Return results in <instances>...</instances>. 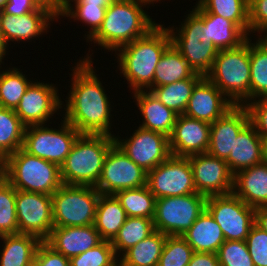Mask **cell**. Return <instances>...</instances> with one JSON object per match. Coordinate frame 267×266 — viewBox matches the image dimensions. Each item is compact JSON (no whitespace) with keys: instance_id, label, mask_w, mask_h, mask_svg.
I'll return each mask as SVG.
<instances>
[{"instance_id":"bcb514c9","label":"cell","mask_w":267,"mask_h":266,"mask_svg":"<svg viewBox=\"0 0 267 266\" xmlns=\"http://www.w3.org/2000/svg\"><path fill=\"white\" fill-rule=\"evenodd\" d=\"M33 266H70V260L43 241L37 248Z\"/></svg>"},{"instance_id":"7c38bea8","label":"cell","mask_w":267,"mask_h":266,"mask_svg":"<svg viewBox=\"0 0 267 266\" xmlns=\"http://www.w3.org/2000/svg\"><path fill=\"white\" fill-rule=\"evenodd\" d=\"M147 186L156 199L197 193L188 157L170 155L147 172Z\"/></svg>"},{"instance_id":"ffe728a7","label":"cell","mask_w":267,"mask_h":266,"mask_svg":"<svg viewBox=\"0 0 267 266\" xmlns=\"http://www.w3.org/2000/svg\"><path fill=\"white\" fill-rule=\"evenodd\" d=\"M234 105L205 76L193 88L184 115L212 124Z\"/></svg>"},{"instance_id":"cb8c5ba5","label":"cell","mask_w":267,"mask_h":266,"mask_svg":"<svg viewBox=\"0 0 267 266\" xmlns=\"http://www.w3.org/2000/svg\"><path fill=\"white\" fill-rule=\"evenodd\" d=\"M133 96L143 118L139 127L170 137L178 114L167 108L151 91H136Z\"/></svg>"},{"instance_id":"7a4b0ae2","label":"cell","mask_w":267,"mask_h":266,"mask_svg":"<svg viewBox=\"0 0 267 266\" xmlns=\"http://www.w3.org/2000/svg\"><path fill=\"white\" fill-rule=\"evenodd\" d=\"M170 45L167 28L158 23L147 35L115 51L117 68L127 80L132 93L153 88L156 66Z\"/></svg>"},{"instance_id":"277c9868","label":"cell","mask_w":267,"mask_h":266,"mask_svg":"<svg viewBox=\"0 0 267 266\" xmlns=\"http://www.w3.org/2000/svg\"><path fill=\"white\" fill-rule=\"evenodd\" d=\"M114 143V136L80 134L60 166L62 183L95 187L100 179L106 154Z\"/></svg>"},{"instance_id":"e0dca14e","label":"cell","mask_w":267,"mask_h":266,"mask_svg":"<svg viewBox=\"0 0 267 266\" xmlns=\"http://www.w3.org/2000/svg\"><path fill=\"white\" fill-rule=\"evenodd\" d=\"M196 192L205 196H217L233 193L234 174L225 160L209 153L188 157Z\"/></svg>"},{"instance_id":"7bdbcfd3","label":"cell","mask_w":267,"mask_h":266,"mask_svg":"<svg viewBox=\"0 0 267 266\" xmlns=\"http://www.w3.org/2000/svg\"><path fill=\"white\" fill-rule=\"evenodd\" d=\"M216 254L220 266H254L246 241L225 240Z\"/></svg>"},{"instance_id":"c3c4849f","label":"cell","mask_w":267,"mask_h":266,"mask_svg":"<svg viewBox=\"0 0 267 266\" xmlns=\"http://www.w3.org/2000/svg\"><path fill=\"white\" fill-rule=\"evenodd\" d=\"M37 9L38 7L33 3L32 0H7L2 12L15 16H21Z\"/></svg>"},{"instance_id":"91938a15","label":"cell","mask_w":267,"mask_h":266,"mask_svg":"<svg viewBox=\"0 0 267 266\" xmlns=\"http://www.w3.org/2000/svg\"><path fill=\"white\" fill-rule=\"evenodd\" d=\"M143 4H145L146 6H147V8H149V6L152 4V6H153V4H154V2L155 3H158L159 1L161 2V0H140Z\"/></svg>"},{"instance_id":"816d5d0a","label":"cell","mask_w":267,"mask_h":266,"mask_svg":"<svg viewBox=\"0 0 267 266\" xmlns=\"http://www.w3.org/2000/svg\"><path fill=\"white\" fill-rule=\"evenodd\" d=\"M255 224L267 232V206L255 208Z\"/></svg>"},{"instance_id":"484cf974","label":"cell","mask_w":267,"mask_h":266,"mask_svg":"<svg viewBox=\"0 0 267 266\" xmlns=\"http://www.w3.org/2000/svg\"><path fill=\"white\" fill-rule=\"evenodd\" d=\"M263 161L262 137L249 123L236 137L233 151L230 152L226 162L235 175L237 172Z\"/></svg>"},{"instance_id":"f35d334b","label":"cell","mask_w":267,"mask_h":266,"mask_svg":"<svg viewBox=\"0 0 267 266\" xmlns=\"http://www.w3.org/2000/svg\"><path fill=\"white\" fill-rule=\"evenodd\" d=\"M18 233L16 189L6 181L0 186V236Z\"/></svg>"},{"instance_id":"83f0119b","label":"cell","mask_w":267,"mask_h":266,"mask_svg":"<svg viewBox=\"0 0 267 266\" xmlns=\"http://www.w3.org/2000/svg\"><path fill=\"white\" fill-rule=\"evenodd\" d=\"M0 266H32L42 241L33 235L10 234L0 236ZM0 242V243H1Z\"/></svg>"},{"instance_id":"4dcf8cb0","label":"cell","mask_w":267,"mask_h":266,"mask_svg":"<svg viewBox=\"0 0 267 266\" xmlns=\"http://www.w3.org/2000/svg\"><path fill=\"white\" fill-rule=\"evenodd\" d=\"M194 74L182 54L171 44L156 66L153 88L191 78Z\"/></svg>"},{"instance_id":"8fae6325","label":"cell","mask_w":267,"mask_h":266,"mask_svg":"<svg viewBox=\"0 0 267 266\" xmlns=\"http://www.w3.org/2000/svg\"><path fill=\"white\" fill-rule=\"evenodd\" d=\"M206 210L219 224L225 240L246 241L255 224V208L234 193L207 197Z\"/></svg>"},{"instance_id":"603a6c76","label":"cell","mask_w":267,"mask_h":266,"mask_svg":"<svg viewBox=\"0 0 267 266\" xmlns=\"http://www.w3.org/2000/svg\"><path fill=\"white\" fill-rule=\"evenodd\" d=\"M202 11L203 43H213L218 50L236 48L249 36L233 21L207 12L198 2Z\"/></svg>"},{"instance_id":"60d3db41","label":"cell","mask_w":267,"mask_h":266,"mask_svg":"<svg viewBox=\"0 0 267 266\" xmlns=\"http://www.w3.org/2000/svg\"><path fill=\"white\" fill-rule=\"evenodd\" d=\"M193 253L181 236H167L158 266H188Z\"/></svg>"},{"instance_id":"b9f144b4","label":"cell","mask_w":267,"mask_h":266,"mask_svg":"<svg viewBox=\"0 0 267 266\" xmlns=\"http://www.w3.org/2000/svg\"><path fill=\"white\" fill-rule=\"evenodd\" d=\"M107 8L100 5H72L61 18L68 17L86 24L89 27L84 37L87 42L101 27Z\"/></svg>"},{"instance_id":"ac0fdd59","label":"cell","mask_w":267,"mask_h":266,"mask_svg":"<svg viewBox=\"0 0 267 266\" xmlns=\"http://www.w3.org/2000/svg\"><path fill=\"white\" fill-rule=\"evenodd\" d=\"M211 124L184 114L178 115L169 137L171 155L189 157L206 153L209 147Z\"/></svg>"},{"instance_id":"9f6ffc18","label":"cell","mask_w":267,"mask_h":266,"mask_svg":"<svg viewBox=\"0 0 267 266\" xmlns=\"http://www.w3.org/2000/svg\"><path fill=\"white\" fill-rule=\"evenodd\" d=\"M259 34V35H258ZM256 42L267 51V28L258 32Z\"/></svg>"},{"instance_id":"e575fe53","label":"cell","mask_w":267,"mask_h":266,"mask_svg":"<svg viewBox=\"0 0 267 266\" xmlns=\"http://www.w3.org/2000/svg\"><path fill=\"white\" fill-rule=\"evenodd\" d=\"M128 217L153 219L156 198L145 185L135 189H123L115 194Z\"/></svg>"},{"instance_id":"3957f363","label":"cell","mask_w":267,"mask_h":266,"mask_svg":"<svg viewBox=\"0 0 267 266\" xmlns=\"http://www.w3.org/2000/svg\"><path fill=\"white\" fill-rule=\"evenodd\" d=\"M145 7L140 0H115L106 9L101 27L87 42L113 53L147 35L158 24L143 10Z\"/></svg>"},{"instance_id":"8d00e7d4","label":"cell","mask_w":267,"mask_h":266,"mask_svg":"<svg viewBox=\"0 0 267 266\" xmlns=\"http://www.w3.org/2000/svg\"><path fill=\"white\" fill-rule=\"evenodd\" d=\"M209 13L233 21L249 36V0H198Z\"/></svg>"},{"instance_id":"5b68a950","label":"cell","mask_w":267,"mask_h":266,"mask_svg":"<svg viewBox=\"0 0 267 266\" xmlns=\"http://www.w3.org/2000/svg\"><path fill=\"white\" fill-rule=\"evenodd\" d=\"M250 37L236 48L219 50L206 78L233 105L250 102Z\"/></svg>"},{"instance_id":"44dd1931","label":"cell","mask_w":267,"mask_h":266,"mask_svg":"<svg viewBox=\"0 0 267 266\" xmlns=\"http://www.w3.org/2000/svg\"><path fill=\"white\" fill-rule=\"evenodd\" d=\"M55 19L51 13L42 8L21 16L0 11V27L8 45H11L10 41L25 43L42 36L48 32Z\"/></svg>"},{"instance_id":"f546056e","label":"cell","mask_w":267,"mask_h":266,"mask_svg":"<svg viewBox=\"0 0 267 266\" xmlns=\"http://www.w3.org/2000/svg\"><path fill=\"white\" fill-rule=\"evenodd\" d=\"M166 234L155 230L119 257V266H158Z\"/></svg>"},{"instance_id":"94428289","label":"cell","mask_w":267,"mask_h":266,"mask_svg":"<svg viewBox=\"0 0 267 266\" xmlns=\"http://www.w3.org/2000/svg\"><path fill=\"white\" fill-rule=\"evenodd\" d=\"M6 2H7V0H0V11L3 10L4 5H5Z\"/></svg>"},{"instance_id":"7dc6e473","label":"cell","mask_w":267,"mask_h":266,"mask_svg":"<svg viewBox=\"0 0 267 266\" xmlns=\"http://www.w3.org/2000/svg\"><path fill=\"white\" fill-rule=\"evenodd\" d=\"M267 28V0H249V37Z\"/></svg>"},{"instance_id":"d6a6232c","label":"cell","mask_w":267,"mask_h":266,"mask_svg":"<svg viewBox=\"0 0 267 266\" xmlns=\"http://www.w3.org/2000/svg\"><path fill=\"white\" fill-rule=\"evenodd\" d=\"M155 231L153 219L127 217L115 238L111 241L115 255L119 258L130 247L138 244Z\"/></svg>"},{"instance_id":"4316f807","label":"cell","mask_w":267,"mask_h":266,"mask_svg":"<svg viewBox=\"0 0 267 266\" xmlns=\"http://www.w3.org/2000/svg\"><path fill=\"white\" fill-rule=\"evenodd\" d=\"M181 237L194 252L217 253L225 241L222 229L206 209Z\"/></svg>"},{"instance_id":"ab89813d","label":"cell","mask_w":267,"mask_h":266,"mask_svg":"<svg viewBox=\"0 0 267 266\" xmlns=\"http://www.w3.org/2000/svg\"><path fill=\"white\" fill-rule=\"evenodd\" d=\"M70 266H119L111 241H102L96 247L71 257Z\"/></svg>"},{"instance_id":"f907efd6","label":"cell","mask_w":267,"mask_h":266,"mask_svg":"<svg viewBox=\"0 0 267 266\" xmlns=\"http://www.w3.org/2000/svg\"><path fill=\"white\" fill-rule=\"evenodd\" d=\"M38 7L47 10L51 13L56 21L59 19V0H32Z\"/></svg>"},{"instance_id":"7402d4cb","label":"cell","mask_w":267,"mask_h":266,"mask_svg":"<svg viewBox=\"0 0 267 266\" xmlns=\"http://www.w3.org/2000/svg\"><path fill=\"white\" fill-rule=\"evenodd\" d=\"M103 240L94 224L86 226L54 227L45 241L56 252L71 258L96 247Z\"/></svg>"},{"instance_id":"f1b7e54d","label":"cell","mask_w":267,"mask_h":266,"mask_svg":"<svg viewBox=\"0 0 267 266\" xmlns=\"http://www.w3.org/2000/svg\"><path fill=\"white\" fill-rule=\"evenodd\" d=\"M127 217L125 210L114 194H100L94 226L102 240L112 241Z\"/></svg>"},{"instance_id":"9c48e42d","label":"cell","mask_w":267,"mask_h":266,"mask_svg":"<svg viewBox=\"0 0 267 266\" xmlns=\"http://www.w3.org/2000/svg\"><path fill=\"white\" fill-rule=\"evenodd\" d=\"M46 125L25 127L22 149L60 167L80 133L64 118L57 129Z\"/></svg>"},{"instance_id":"9a60e30c","label":"cell","mask_w":267,"mask_h":266,"mask_svg":"<svg viewBox=\"0 0 267 266\" xmlns=\"http://www.w3.org/2000/svg\"><path fill=\"white\" fill-rule=\"evenodd\" d=\"M44 82L34 79L14 110L25 127L46 124L54 114H60L59 109H63L65 103L59 96L58 87Z\"/></svg>"},{"instance_id":"836d02e7","label":"cell","mask_w":267,"mask_h":266,"mask_svg":"<svg viewBox=\"0 0 267 266\" xmlns=\"http://www.w3.org/2000/svg\"><path fill=\"white\" fill-rule=\"evenodd\" d=\"M25 126L13 109L0 107V157L22 148Z\"/></svg>"},{"instance_id":"681fc988","label":"cell","mask_w":267,"mask_h":266,"mask_svg":"<svg viewBox=\"0 0 267 266\" xmlns=\"http://www.w3.org/2000/svg\"><path fill=\"white\" fill-rule=\"evenodd\" d=\"M188 266H220L216 253L194 252Z\"/></svg>"},{"instance_id":"d590c367","label":"cell","mask_w":267,"mask_h":266,"mask_svg":"<svg viewBox=\"0 0 267 266\" xmlns=\"http://www.w3.org/2000/svg\"><path fill=\"white\" fill-rule=\"evenodd\" d=\"M4 70L0 71V107L15 110L33 80L18 67Z\"/></svg>"},{"instance_id":"6f0895ef","label":"cell","mask_w":267,"mask_h":266,"mask_svg":"<svg viewBox=\"0 0 267 266\" xmlns=\"http://www.w3.org/2000/svg\"><path fill=\"white\" fill-rule=\"evenodd\" d=\"M79 1L80 0H59V18L71 7V2L75 4Z\"/></svg>"},{"instance_id":"6da1fadb","label":"cell","mask_w":267,"mask_h":266,"mask_svg":"<svg viewBox=\"0 0 267 266\" xmlns=\"http://www.w3.org/2000/svg\"><path fill=\"white\" fill-rule=\"evenodd\" d=\"M91 51L84 58L80 57L72 67L70 91L65 100L66 111L62 116L80 134H106L115 136L110 131L113 126L112 102L107 96L102 81L94 70ZM91 54V55H90ZM112 109V110H111Z\"/></svg>"},{"instance_id":"f5cc1de1","label":"cell","mask_w":267,"mask_h":266,"mask_svg":"<svg viewBox=\"0 0 267 266\" xmlns=\"http://www.w3.org/2000/svg\"><path fill=\"white\" fill-rule=\"evenodd\" d=\"M115 0H80L72 5H100L101 7H109Z\"/></svg>"},{"instance_id":"11a10c76","label":"cell","mask_w":267,"mask_h":266,"mask_svg":"<svg viewBox=\"0 0 267 266\" xmlns=\"http://www.w3.org/2000/svg\"><path fill=\"white\" fill-rule=\"evenodd\" d=\"M7 181V162L6 158L0 157V186Z\"/></svg>"},{"instance_id":"1f68e13d","label":"cell","mask_w":267,"mask_h":266,"mask_svg":"<svg viewBox=\"0 0 267 266\" xmlns=\"http://www.w3.org/2000/svg\"><path fill=\"white\" fill-rule=\"evenodd\" d=\"M203 77L195 73L191 78L151 88L149 91L167 108L181 115L187 107L193 88Z\"/></svg>"},{"instance_id":"680465c9","label":"cell","mask_w":267,"mask_h":266,"mask_svg":"<svg viewBox=\"0 0 267 266\" xmlns=\"http://www.w3.org/2000/svg\"><path fill=\"white\" fill-rule=\"evenodd\" d=\"M263 160L267 162V137L262 138Z\"/></svg>"},{"instance_id":"2e32d148","label":"cell","mask_w":267,"mask_h":266,"mask_svg":"<svg viewBox=\"0 0 267 266\" xmlns=\"http://www.w3.org/2000/svg\"><path fill=\"white\" fill-rule=\"evenodd\" d=\"M115 144L146 172L164 162L170 155L169 137L137 127L126 139L114 136Z\"/></svg>"},{"instance_id":"ee69618b","label":"cell","mask_w":267,"mask_h":266,"mask_svg":"<svg viewBox=\"0 0 267 266\" xmlns=\"http://www.w3.org/2000/svg\"><path fill=\"white\" fill-rule=\"evenodd\" d=\"M254 266H267V232L254 224L246 238Z\"/></svg>"},{"instance_id":"30bf717a","label":"cell","mask_w":267,"mask_h":266,"mask_svg":"<svg viewBox=\"0 0 267 266\" xmlns=\"http://www.w3.org/2000/svg\"><path fill=\"white\" fill-rule=\"evenodd\" d=\"M207 197L187 194L156 199L154 228L167 236H182L206 209Z\"/></svg>"},{"instance_id":"ba28073f","label":"cell","mask_w":267,"mask_h":266,"mask_svg":"<svg viewBox=\"0 0 267 266\" xmlns=\"http://www.w3.org/2000/svg\"><path fill=\"white\" fill-rule=\"evenodd\" d=\"M100 194L93 186L63 184L52 194L54 227L94 224Z\"/></svg>"},{"instance_id":"5bb4252c","label":"cell","mask_w":267,"mask_h":266,"mask_svg":"<svg viewBox=\"0 0 267 266\" xmlns=\"http://www.w3.org/2000/svg\"><path fill=\"white\" fill-rule=\"evenodd\" d=\"M18 232L46 241L54 228L52 195L16 189Z\"/></svg>"},{"instance_id":"74e56055","label":"cell","mask_w":267,"mask_h":266,"mask_svg":"<svg viewBox=\"0 0 267 266\" xmlns=\"http://www.w3.org/2000/svg\"><path fill=\"white\" fill-rule=\"evenodd\" d=\"M250 102L267 98V51L250 37Z\"/></svg>"},{"instance_id":"8992f818","label":"cell","mask_w":267,"mask_h":266,"mask_svg":"<svg viewBox=\"0 0 267 266\" xmlns=\"http://www.w3.org/2000/svg\"><path fill=\"white\" fill-rule=\"evenodd\" d=\"M6 162L7 181L15 189L52 195L63 185L57 164L30 155L22 148L9 155Z\"/></svg>"},{"instance_id":"52a82bcc","label":"cell","mask_w":267,"mask_h":266,"mask_svg":"<svg viewBox=\"0 0 267 266\" xmlns=\"http://www.w3.org/2000/svg\"><path fill=\"white\" fill-rule=\"evenodd\" d=\"M178 27H166L171 44L188 62L189 66L203 76L210 71L219 50L213 43H203L202 11L195 5ZM176 29V30H175Z\"/></svg>"},{"instance_id":"d6986e66","label":"cell","mask_w":267,"mask_h":266,"mask_svg":"<svg viewBox=\"0 0 267 266\" xmlns=\"http://www.w3.org/2000/svg\"><path fill=\"white\" fill-rule=\"evenodd\" d=\"M249 123L247 108L243 105H234L211 124L207 153L226 161L233 151L236 137Z\"/></svg>"},{"instance_id":"f6af8a7d","label":"cell","mask_w":267,"mask_h":266,"mask_svg":"<svg viewBox=\"0 0 267 266\" xmlns=\"http://www.w3.org/2000/svg\"><path fill=\"white\" fill-rule=\"evenodd\" d=\"M248 110L250 123L263 138L267 137V98H259L245 105Z\"/></svg>"},{"instance_id":"db71d44e","label":"cell","mask_w":267,"mask_h":266,"mask_svg":"<svg viewBox=\"0 0 267 266\" xmlns=\"http://www.w3.org/2000/svg\"><path fill=\"white\" fill-rule=\"evenodd\" d=\"M8 47H9V45L6 42L4 35H3V32H2V29L0 27V69L1 68L3 69V67L1 65L5 62H3L2 60H4V58L7 56L6 54H8V53H6V52H8L7 51L9 49Z\"/></svg>"},{"instance_id":"d4e9b609","label":"cell","mask_w":267,"mask_h":266,"mask_svg":"<svg viewBox=\"0 0 267 266\" xmlns=\"http://www.w3.org/2000/svg\"><path fill=\"white\" fill-rule=\"evenodd\" d=\"M233 193L253 208L267 206V162L237 172Z\"/></svg>"},{"instance_id":"4fadbf2b","label":"cell","mask_w":267,"mask_h":266,"mask_svg":"<svg viewBox=\"0 0 267 266\" xmlns=\"http://www.w3.org/2000/svg\"><path fill=\"white\" fill-rule=\"evenodd\" d=\"M145 185L147 172L114 143L106 154L95 188L101 194H115L123 189H135Z\"/></svg>"}]
</instances>
